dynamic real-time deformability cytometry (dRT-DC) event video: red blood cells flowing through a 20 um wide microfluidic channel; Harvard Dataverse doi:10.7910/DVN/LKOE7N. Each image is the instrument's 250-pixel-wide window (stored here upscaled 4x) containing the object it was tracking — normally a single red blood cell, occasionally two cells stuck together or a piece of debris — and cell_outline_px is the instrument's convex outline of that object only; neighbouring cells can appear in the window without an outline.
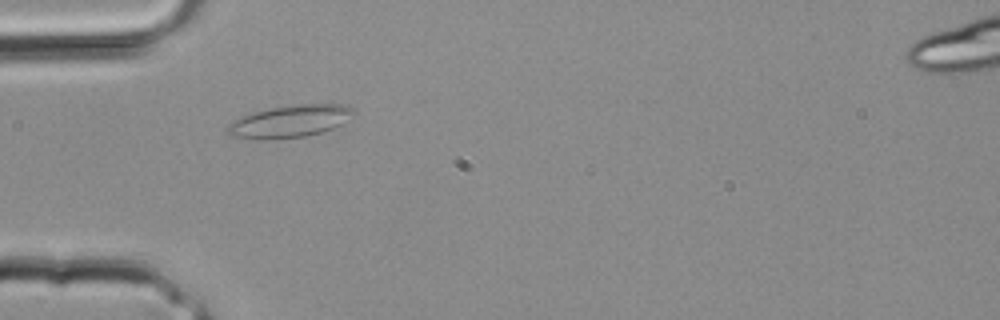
{"species": "common noctule bat (a hibernating species)", "species_latin": "Nyctalus noctula", "temperature_condition": "room temperature", "stored_images_in_passage": 2, "camera_frame_rate_fps": 3000, "um_per_image_px": 0.085, "animal": {"sex": "male", "body_mass_g": 20.4}, "frame": {"image": 1, "passage_image": 2, "time_ms": 0.333, "image_size_px": [1000, 320], "cell_outline_px": [[356, 112], [340, 124], [324, 132], [304, 136], [264, 140], [232, 136], [224, 128], [228, 124], [252, 112], [268, 108], [300, 104], [344, 104], [352, 108]], "centroid_in_image_um": [24.63, 10.31], "position_along_channel_um": 60.4, "area_um2": 23.52}}